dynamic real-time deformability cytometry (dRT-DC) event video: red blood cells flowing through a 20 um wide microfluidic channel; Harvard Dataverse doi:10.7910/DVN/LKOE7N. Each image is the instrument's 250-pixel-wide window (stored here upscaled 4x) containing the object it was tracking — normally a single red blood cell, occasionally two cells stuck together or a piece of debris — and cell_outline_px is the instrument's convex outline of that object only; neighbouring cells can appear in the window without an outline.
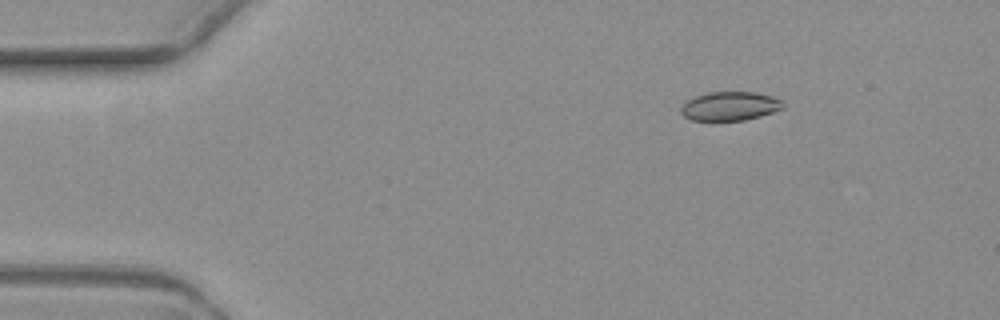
{"species": "common noctule bat (a hibernating species)", "species_latin": "Nyctalus noctula", "temperature_condition": "warm", "stored_images_in_passage": 3, "camera_frame_rate_fps": 3000, "um_per_image_px": 0.085, "animal": {"sex": "female", "body_mass_g": 19.3, "forearm_length_mm": 54.1}, "frame": {"image": 1, "passage_image": 1, "time_ms": 0.0, "image_size_px": [1000, 320], "cell_outline_px": [[784, 108], [760, 116], [744, 120], [692, 120], [684, 116], [680, 112], [680, 108], [688, 100], [696, 96], [708, 92], [756, 92], [772, 96], [784, 100]], "centroid_in_image_um": [62.08, 9.01], "position_along_channel_um": 22.9, "area_um2": 17.17}}